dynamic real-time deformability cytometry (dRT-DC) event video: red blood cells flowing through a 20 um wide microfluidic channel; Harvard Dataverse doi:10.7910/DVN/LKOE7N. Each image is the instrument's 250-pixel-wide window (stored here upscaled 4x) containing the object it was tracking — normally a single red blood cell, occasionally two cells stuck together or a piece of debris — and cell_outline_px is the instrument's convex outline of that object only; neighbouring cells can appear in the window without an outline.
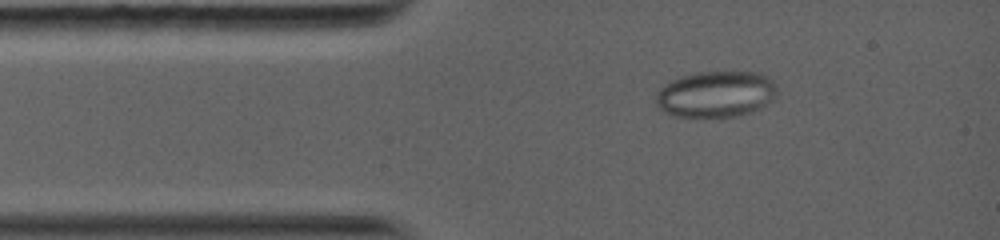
{"species": "common noctule bat (a hibernating species)", "species_latin": "Nyctalus noctula", "temperature_condition": "warm", "stored_images_in_passage": 12, "camera_frame_rate_fps": 5000, "um_per_image_px": 0.085, "animal": {"sex": "female", "body_mass_g": 19.0, "forearm_length_mm": 56.7}, "frame": {"image": 1, "passage_image": 7, "time_ms": 1.8, "image_size_px": [1000, 240], "cell_outline_px": [[776, 96], [772, 100], [760, 108], [752, 112], [720, 120], [672, 116], [664, 112], [656, 104], [656, 92], [660, 88], [672, 80], [680, 76], [696, 72], [756, 72], [768, 76], [776, 84]], "centroid_in_image_um": [60.84, 8.05], "position_along_channel_um": 24.2, "area_um2": 33.58}}